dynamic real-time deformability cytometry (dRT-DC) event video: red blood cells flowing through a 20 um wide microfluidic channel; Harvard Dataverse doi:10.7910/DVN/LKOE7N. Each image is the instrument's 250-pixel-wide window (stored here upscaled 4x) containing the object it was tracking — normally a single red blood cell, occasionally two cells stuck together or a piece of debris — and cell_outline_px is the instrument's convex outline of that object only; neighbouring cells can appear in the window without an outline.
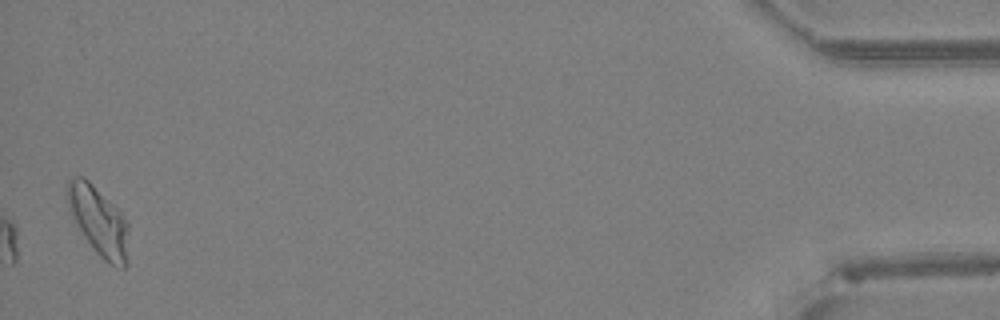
{"species": "Egyptian fruit bat (a non-hibernating species)", "species_latin": "Rousettus aegyptiacus", "temperature_condition": "warm", "stored_images_in_passage": 34, "camera_frame_rate_fps": 3000, "um_per_image_px": 0.085, "animal": {"sex": "female"}, "frame": {"image": 1, "passage_image": 34, "time_ms": 11.0, "image_size_px": [1000, 320], "cell_outline_px": [[128, 264], [124, 268], [116, 268], [108, 264], [96, 252], [84, 236], [76, 224], [68, 208], [68, 180], [72, 176], [84, 176], [124, 216], [128, 224]], "centroid_in_image_um": [8.41, 18.84], "position_along_channel_um": 426.8, "area_um2": 24.45}, "authors_computed_cell_mechanics": {"area_um2": 17.8313, "velocity_mm_per_s": 4.2573, "shape_relaxation_time_tau1_ms": 8.2464, "shape_relaxation_time_tau2_ms": 9.4379, "deformation_change_tau1": 0.1411, "deformation_change_tau2": 0.123}}